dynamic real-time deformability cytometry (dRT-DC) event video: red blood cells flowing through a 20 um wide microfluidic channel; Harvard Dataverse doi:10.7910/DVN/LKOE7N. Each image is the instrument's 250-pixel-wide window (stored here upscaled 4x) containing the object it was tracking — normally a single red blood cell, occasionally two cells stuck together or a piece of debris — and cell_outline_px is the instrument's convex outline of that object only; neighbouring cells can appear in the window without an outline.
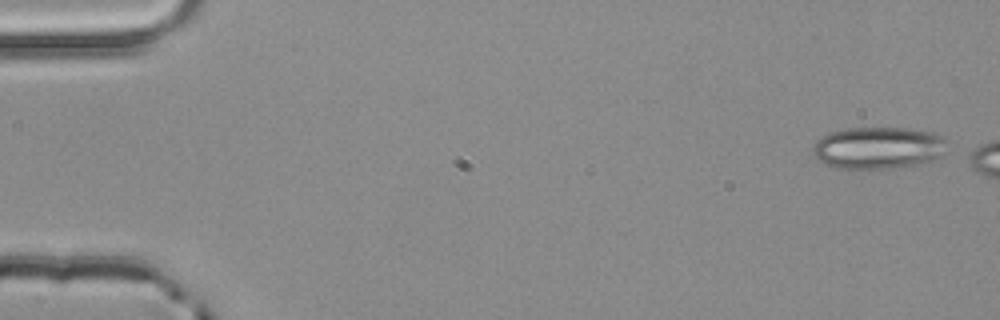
{"species": "common noctule bat (a hibernating species)", "species_latin": "Nyctalus noctula", "temperature_condition": "room temperature", "stored_images_in_passage": 2, "camera_frame_rate_fps": 3000, "um_per_image_px": 0.085, "animal": {"sex": "male", "body_mass_g": 20.4}, "frame": {"image": 1, "passage_image": 1, "time_ms": 0.0, "image_size_px": [1000, 320], "cell_outline_px": [[948, 140], [940, 156], [936, 160], [920, 164], [892, 168], [836, 168], [824, 164], [812, 152], [812, 148], [816, 140], [832, 132], [848, 128], [904, 128], [932, 132], [944, 136]], "centroid_in_image_um": [74.68, 12.57], "position_along_channel_um": 10.3, "area_um2": 32.89}}